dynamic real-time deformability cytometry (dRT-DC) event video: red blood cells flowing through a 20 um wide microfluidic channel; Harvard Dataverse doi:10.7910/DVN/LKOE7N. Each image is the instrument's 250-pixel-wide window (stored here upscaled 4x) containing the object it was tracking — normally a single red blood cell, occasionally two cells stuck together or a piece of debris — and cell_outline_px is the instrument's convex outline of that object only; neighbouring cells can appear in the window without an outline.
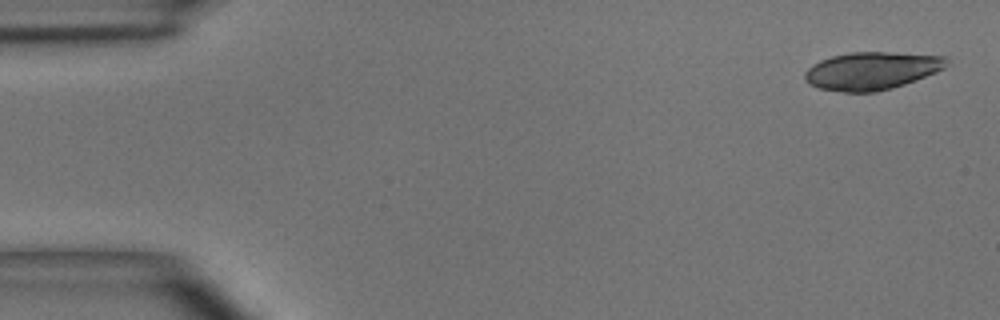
{"species": "common noctule bat (a hibernating species)", "species_latin": "Nyctalus noctula", "temperature_condition": "room temperature", "stored_images_in_passage": 3, "camera_frame_rate_fps": 3000, "um_per_image_px": 0.085, "animal": {"sex": "male", "body_mass_g": 15.6}, "frame": {"image": 1, "passage_image": 1, "time_ms": 0.0, "image_size_px": [1000, 320], "cell_outline_px": [[948, 56], [944, 68], [936, 72], [904, 84], [892, 88], [876, 92], [844, 92], [820, 88], [808, 84], [804, 80], [804, 72], [812, 64], [820, 60], [832, 56], [848, 52], [884, 52]], "centroid_in_image_um": [74.05, 6.01], "position_along_channel_um": 11.0, "area_um2": 31.15}}